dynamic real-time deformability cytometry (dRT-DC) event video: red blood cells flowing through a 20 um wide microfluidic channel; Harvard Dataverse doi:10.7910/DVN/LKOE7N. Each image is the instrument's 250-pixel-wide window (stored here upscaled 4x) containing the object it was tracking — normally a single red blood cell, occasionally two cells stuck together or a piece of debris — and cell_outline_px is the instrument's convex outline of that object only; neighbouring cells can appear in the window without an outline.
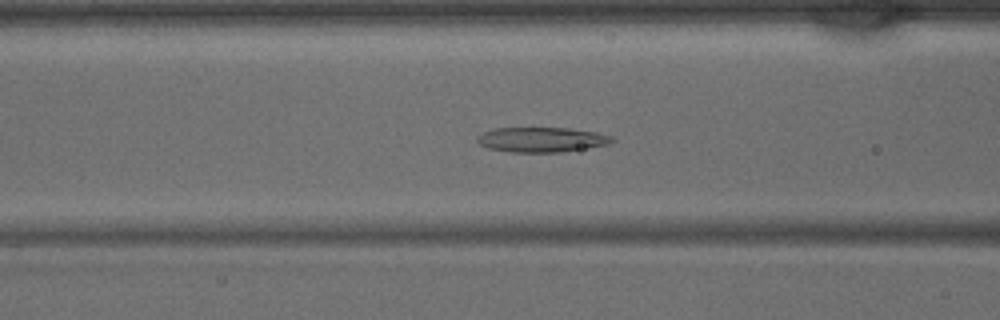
{"species": "common noctule bat (a hibernating species)", "species_latin": "Nyctalus noctula", "temperature_condition": "warm", "stored_images_in_passage": 40, "camera_frame_rate_fps": 3000, "um_per_image_px": 0.085, "animal": {"sex": "male", "body_mass_g": 15.6}, "frame": {"image": 1, "passage_image": 15, "time_ms": 4.667, "image_size_px": [1000, 320], "cell_outline_px": [[616, 140], [608, 144], [588, 148], [560, 152], [512, 152], [488, 148], [480, 144], [476, 140], [476, 136], [484, 132], [496, 128], [568, 128], [596, 132], [612, 136]], "centroid_in_image_um": [46.05, 11.87], "position_along_channel_um": 120.6, "area_um2": 19.54}}
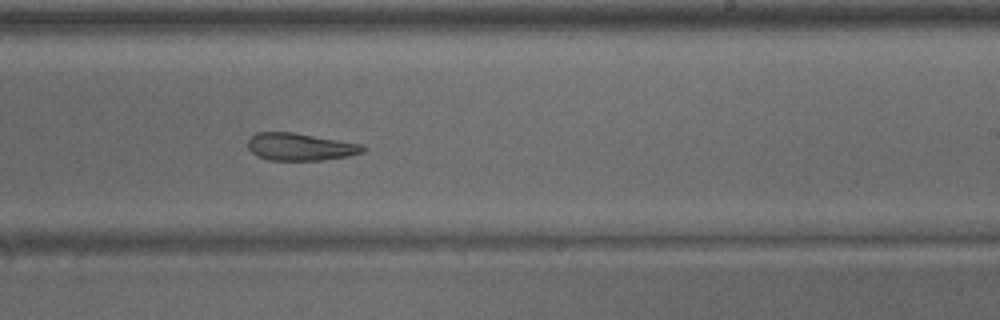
{"frame": {"image": 2, "passage_image": 24, "time_ms": 7.667, "image_size_px": [1000, 320], "cell_outline_px": [[364, 152], [344, 156], [320, 160], [268, 160], [256, 156], [248, 148], [248, 140], [256, 132], [292, 132], [364, 144]], "centroid_in_image_um": [25.48, 12.47], "position_along_channel_um": 263.5, "area_um2": 18.26}}
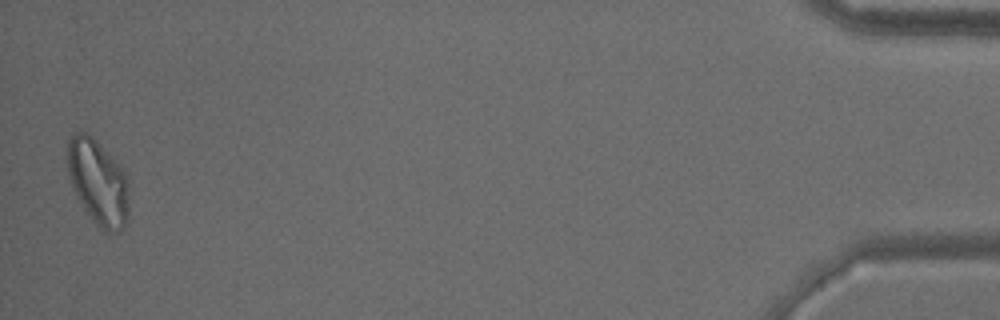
{"frame": {"image": 3, "passage_image": 40, "time_ms": 13.0, "image_size_px": [1000, 320], "cell_outline_px": [[128, 220], [124, 228], [120, 232], [108, 236], [100, 228], [76, 196], [68, 176], [68, 140], [76, 132], [84, 132], [92, 136], [120, 164], [124, 172], [128, 188]], "centroid_in_image_um": [8.36, 15.53], "position_along_channel_um": 426.8, "area_um2": 30.69}}